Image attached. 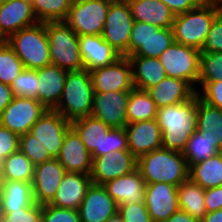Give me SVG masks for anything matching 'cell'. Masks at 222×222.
<instances>
[{
  "mask_svg": "<svg viewBox=\"0 0 222 222\" xmlns=\"http://www.w3.org/2000/svg\"><path fill=\"white\" fill-rule=\"evenodd\" d=\"M204 203L207 213L222 209V185L205 189Z\"/></svg>",
  "mask_w": 222,
  "mask_h": 222,
  "instance_id": "cell-50",
  "label": "cell"
},
{
  "mask_svg": "<svg viewBox=\"0 0 222 222\" xmlns=\"http://www.w3.org/2000/svg\"><path fill=\"white\" fill-rule=\"evenodd\" d=\"M6 43L27 69L43 68L51 64L46 23L38 22L7 38Z\"/></svg>",
  "mask_w": 222,
  "mask_h": 222,
  "instance_id": "cell-5",
  "label": "cell"
},
{
  "mask_svg": "<svg viewBox=\"0 0 222 222\" xmlns=\"http://www.w3.org/2000/svg\"><path fill=\"white\" fill-rule=\"evenodd\" d=\"M91 184L90 174L66 172L50 205L78 210Z\"/></svg>",
  "mask_w": 222,
  "mask_h": 222,
  "instance_id": "cell-22",
  "label": "cell"
},
{
  "mask_svg": "<svg viewBox=\"0 0 222 222\" xmlns=\"http://www.w3.org/2000/svg\"><path fill=\"white\" fill-rule=\"evenodd\" d=\"M144 203L153 222H165L179 210L177 186L165 182L146 184Z\"/></svg>",
  "mask_w": 222,
  "mask_h": 222,
  "instance_id": "cell-15",
  "label": "cell"
},
{
  "mask_svg": "<svg viewBox=\"0 0 222 222\" xmlns=\"http://www.w3.org/2000/svg\"><path fill=\"white\" fill-rule=\"evenodd\" d=\"M56 159L69 173L90 174L92 169L91 153L72 127L66 132L63 145Z\"/></svg>",
  "mask_w": 222,
  "mask_h": 222,
  "instance_id": "cell-19",
  "label": "cell"
},
{
  "mask_svg": "<svg viewBox=\"0 0 222 222\" xmlns=\"http://www.w3.org/2000/svg\"><path fill=\"white\" fill-rule=\"evenodd\" d=\"M125 130L128 149L136 159L162 148V131L156 119L129 123Z\"/></svg>",
  "mask_w": 222,
  "mask_h": 222,
  "instance_id": "cell-18",
  "label": "cell"
},
{
  "mask_svg": "<svg viewBox=\"0 0 222 222\" xmlns=\"http://www.w3.org/2000/svg\"><path fill=\"white\" fill-rule=\"evenodd\" d=\"M118 213V204L103 185L91 184L78 208L80 222H106Z\"/></svg>",
  "mask_w": 222,
  "mask_h": 222,
  "instance_id": "cell-17",
  "label": "cell"
},
{
  "mask_svg": "<svg viewBox=\"0 0 222 222\" xmlns=\"http://www.w3.org/2000/svg\"><path fill=\"white\" fill-rule=\"evenodd\" d=\"M129 95L130 91L94 92L91 116L111 128H125Z\"/></svg>",
  "mask_w": 222,
  "mask_h": 222,
  "instance_id": "cell-11",
  "label": "cell"
},
{
  "mask_svg": "<svg viewBox=\"0 0 222 222\" xmlns=\"http://www.w3.org/2000/svg\"><path fill=\"white\" fill-rule=\"evenodd\" d=\"M94 92L131 91L132 67L128 57L121 56L114 63L90 71Z\"/></svg>",
  "mask_w": 222,
  "mask_h": 222,
  "instance_id": "cell-14",
  "label": "cell"
},
{
  "mask_svg": "<svg viewBox=\"0 0 222 222\" xmlns=\"http://www.w3.org/2000/svg\"><path fill=\"white\" fill-rule=\"evenodd\" d=\"M19 150L34 164H40L53 159L48 150L29 132L19 137Z\"/></svg>",
  "mask_w": 222,
  "mask_h": 222,
  "instance_id": "cell-41",
  "label": "cell"
},
{
  "mask_svg": "<svg viewBox=\"0 0 222 222\" xmlns=\"http://www.w3.org/2000/svg\"><path fill=\"white\" fill-rule=\"evenodd\" d=\"M189 82L167 76L159 84L147 90L157 108L182 103L193 98L197 92Z\"/></svg>",
  "mask_w": 222,
  "mask_h": 222,
  "instance_id": "cell-25",
  "label": "cell"
},
{
  "mask_svg": "<svg viewBox=\"0 0 222 222\" xmlns=\"http://www.w3.org/2000/svg\"><path fill=\"white\" fill-rule=\"evenodd\" d=\"M137 169V159L130 151H115L92 158L90 178L93 184L103 185Z\"/></svg>",
  "mask_w": 222,
  "mask_h": 222,
  "instance_id": "cell-13",
  "label": "cell"
},
{
  "mask_svg": "<svg viewBox=\"0 0 222 222\" xmlns=\"http://www.w3.org/2000/svg\"><path fill=\"white\" fill-rule=\"evenodd\" d=\"M197 130L209 137L222 152V110L202 101L197 95Z\"/></svg>",
  "mask_w": 222,
  "mask_h": 222,
  "instance_id": "cell-30",
  "label": "cell"
},
{
  "mask_svg": "<svg viewBox=\"0 0 222 222\" xmlns=\"http://www.w3.org/2000/svg\"><path fill=\"white\" fill-rule=\"evenodd\" d=\"M5 181V177H4V160L0 159V188L3 184V182Z\"/></svg>",
  "mask_w": 222,
  "mask_h": 222,
  "instance_id": "cell-55",
  "label": "cell"
},
{
  "mask_svg": "<svg viewBox=\"0 0 222 222\" xmlns=\"http://www.w3.org/2000/svg\"><path fill=\"white\" fill-rule=\"evenodd\" d=\"M189 178L204 190L222 185V152L189 168Z\"/></svg>",
  "mask_w": 222,
  "mask_h": 222,
  "instance_id": "cell-31",
  "label": "cell"
},
{
  "mask_svg": "<svg viewBox=\"0 0 222 222\" xmlns=\"http://www.w3.org/2000/svg\"><path fill=\"white\" fill-rule=\"evenodd\" d=\"M72 2V0H31L34 15L40 23L64 21Z\"/></svg>",
  "mask_w": 222,
  "mask_h": 222,
  "instance_id": "cell-35",
  "label": "cell"
},
{
  "mask_svg": "<svg viewBox=\"0 0 222 222\" xmlns=\"http://www.w3.org/2000/svg\"><path fill=\"white\" fill-rule=\"evenodd\" d=\"M137 169L145 184L165 182L178 187L189 178V168L182 152L163 147L139 157Z\"/></svg>",
  "mask_w": 222,
  "mask_h": 222,
  "instance_id": "cell-2",
  "label": "cell"
},
{
  "mask_svg": "<svg viewBox=\"0 0 222 222\" xmlns=\"http://www.w3.org/2000/svg\"><path fill=\"white\" fill-rule=\"evenodd\" d=\"M127 121L129 123L156 119L158 108L147 91L133 88L127 101Z\"/></svg>",
  "mask_w": 222,
  "mask_h": 222,
  "instance_id": "cell-33",
  "label": "cell"
},
{
  "mask_svg": "<svg viewBox=\"0 0 222 222\" xmlns=\"http://www.w3.org/2000/svg\"><path fill=\"white\" fill-rule=\"evenodd\" d=\"M198 85L201 86L203 91L199 89L196 90L199 98L209 105L222 110V80L215 82H198Z\"/></svg>",
  "mask_w": 222,
  "mask_h": 222,
  "instance_id": "cell-47",
  "label": "cell"
},
{
  "mask_svg": "<svg viewBox=\"0 0 222 222\" xmlns=\"http://www.w3.org/2000/svg\"><path fill=\"white\" fill-rule=\"evenodd\" d=\"M156 121L162 131V147L183 152L197 130V94L188 101L159 108Z\"/></svg>",
  "mask_w": 222,
  "mask_h": 222,
  "instance_id": "cell-1",
  "label": "cell"
},
{
  "mask_svg": "<svg viewBox=\"0 0 222 222\" xmlns=\"http://www.w3.org/2000/svg\"><path fill=\"white\" fill-rule=\"evenodd\" d=\"M24 69L22 61L7 43L0 48V82L10 86Z\"/></svg>",
  "mask_w": 222,
  "mask_h": 222,
  "instance_id": "cell-38",
  "label": "cell"
},
{
  "mask_svg": "<svg viewBox=\"0 0 222 222\" xmlns=\"http://www.w3.org/2000/svg\"><path fill=\"white\" fill-rule=\"evenodd\" d=\"M106 222H123V219L121 216L117 213L116 215L112 216L110 219H108Z\"/></svg>",
  "mask_w": 222,
  "mask_h": 222,
  "instance_id": "cell-56",
  "label": "cell"
},
{
  "mask_svg": "<svg viewBox=\"0 0 222 222\" xmlns=\"http://www.w3.org/2000/svg\"><path fill=\"white\" fill-rule=\"evenodd\" d=\"M118 214L123 222H153L144 202L118 205Z\"/></svg>",
  "mask_w": 222,
  "mask_h": 222,
  "instance_id": "cell-46",
  "label": "cell"
},
{
  "mask_svg": "<svg viewBox=\"0 0 222 222\" xmlns=\"http://www.w3.org/2000/svg\"><path fill=\"white\" fill-rule=\"evenodd\" d=\"M6 37L0 32V48L6 44Z\"/></svg>",
  "mask_w": 222,
  "mask_h": 222,
  "instance_id": "cell-57",
  "label": "cell"
},
{
  "mask_svg": "<svg viewBox=\"0 0 222 222\" xmlns=\"http://www.w3.org/2000/svg\"><path fill=\"white\" fill-rule=\"evenodd\" d=\"M204 194L205 190L188 178L177 187L179 210L201 220L207 214Z\"/></svg>",
  "mask_w": 222,
  "mask_h": 222,
  "instance_id": "cell-32",
  "label": "cell"
},
{
  "mask_svg": "<svg viewBox=\"0 0 222 222\" xmlns=\"http://www.w3.org/2000/svg\"><path fill=\"white\" fill-rule=\"evenodd\" d=\"M219 152L207 135L200 134V132L196 130L190 136L182 154L186 159L188 168H190L192 165L205 161L207 158L215 156Z\"/></svg>",
  "mask_w": 222,
  "mask_h": 222,
  "instance_id": "cell-34",
  "label": "cell"
},
{
  "mask_svg": "<svg viewBox=\"0 0 222 222\" xmlns=\"http://www.w3.org/2000/svg\"><path fill=\"white\" fill-rule=\"evenodd\" d=\"M115 151H129L125 128H111L103 138L101 156Z\"/></svg>",
  "mask_w": 222,
  "mask_h": 222,
  "instance_id": "cell-45",
  "label": "cell"
},
{
  "mask_svg": "<svg viewBox=\"0 0 222 222\" xmlns=\"http://www.w3.org/2000/svg\"><path fill=\"white\" fill-rule=\"evenodd\" d=\"M51 64L67 72L80 71L84 64L78 35L64 22H46Z\"/></svg>",
  "mask_w": 222,
  "mask_h": 222,
  "instance_id": "cell-6",
  "label": "cell"
},
{
  "mask_svg": "<svg viewBox=\"0 0 222 222\" xmlns=\"http://www.w3.org/2000/svg\"><path fill=\"white\" fill-rule=\"evenodd\" d=\"M200 222H222V209L207 213Z\"/></svg>",
  "mask_w": 222,
  "mask_h": 222,
  "instance_id": "cell-54",
  "label": "cell"
},
{
  "mask_svg": "<svg viewBox=\"0 0 222 222\" xmlns=\"http://www.w3.org/2000/svg\"><path fill=\"white\" fill-rule=\"evenodd\" d=\"M221 10L217 1H202L194 9L176 15L172 24L174 42L201 51L212 22Z\"/></svg>",
  "mask_w": 222,
  "mask_h": 222,
  "instance_id": "cell-3",
  "label": "cell"
},
{
  "mask_svg": "<svg viewBox=\"0 0 222 222\" xmlns=\"http://www.w3.org/2000/svg\"><path fill=\"white\" fill-rule=\"evenodd\" d=\"M37 23L30 0H9L0 4V32L6 39L17 31Z\"/></svg>",
  "mask_w": 222,
  "mask_h": 222,
  "instance_id": "cell-21",
  "label": "cell"
},
{
  "mask_svg": "<svg viewBox=\"0 0 222 222\" xmlns=\"http://www.w3.org/2000/svg\"><path fill=\"white\" fill-rule=\"evenodd\" d=\"M132 67V81L136 89L147 91L167 77L164 66L156 57H128Z\"/></svg>",
  "mask_w": 222,
  "mask_h": 222,
  "instance_id": "cell-27",
  "label": "cell"
},
{
  "mask_svg": "<svg viewBox=\"0 0 222 222\" xmlns=\"http://www.w3.org/2000/svg\"><path fill=\"white\" fill-rule=\"evenodd\" d=\"M19 135L0 125V159L19 150Z\"/></svg>",
  "mask_w": 222,
  "mask_h": 222,
  "instance_id": "cell-49",
  "label": "cell"
},
{
  "mask_svg": "<svg viewBox=\"0 0 222 222\" xmlns=\"http://www.w3.org/2000/svg\"><path fill=\"white\" fill-rule=\"evenodd\" d=\"M93 97V83L88 70L67 72L61 99L53 110L70 122L80 117L90 116Z\"/></svg>",
  "mask_w": 222,
  "mask_h": 222,
  "instance_id": "cell-4",
  "label": "cell"
},
{
  "mask_svg": "<svg viewBox=\"0 0 222 222\" xmlns=\"http://www.w3.org/2000/svg\"><path fill=\"white\" fill-rule=\"evenodd\" d=\"M201 52H222V10L212 22Z\"/></svg>",
  "mask_w": 222,
  "mask_h": 222,
  "instance_id": "cell-48",
  "label": "cell"
},
{
  "mask_svg": "<svg viewBox=\"0 0 222 222\" xmlns=\"http://www.w3.org/2000/svg\"><path fill=\"white\" fill-rule=\"evenodd\" d=\"M173 42L174 36L172 28H161L158 32H154L131 56L158 58Z\"/></svg>",
  "mask_w": 222,
  "mask_h": 222,
  "instance_id": "cell-37",
  "label": "cell"
},
{
  "mask_svg": "<svg viewBox=\"0 0 222 222\" xmlns=\"http://www.w3.org/2000/svg\"><path fill=\"white\" fill-rule=\"evenodd\" d=\"M71 128V122L59 112L48 109L30 128L29 133L42 142L49 154L56 158L63 145L65 134Z\"/></svg>",
  "mask_w": 222,
  "mask_h": 222,
  "instance_id": "cell-12",
  "label": "cell"
},
{
  "mask_svg": "<svg viewBox=\"0 0 222 222\" xmlns=\"http://www.w3.org/2000/svg\"><path fill=\"white\" fill-rule=\"evenodd\" d=\"M35 165L20 150L12 153L4 160L5 180L32 183Z\"/></svg>",
  "mask_w": 222,
  "mask_h": 222,
  "instance_id": "cell-36",
  "label": "cell"
},
{
  "mask_svg": "<svg viewBox=\"0 0 222 222\" xmlns=\"http://www.w3.org/2000/svg\"><path fill=\"white\" fill-rule=\"evenodd\" d=\"M161 28L158 26L134 21L132 31L130 33V42L128 44V57L133 55L142 44H144L154 32H158Z\"/></svg>",
  "mask_w": 222,
  "mask_h": 222,
  "instance_id": "cell-42",
  "label": "cell"
},
{
  "mask_svg": "<svg viewBox=\"0 0 222 222\" xmlns=\"http://www.w3.org/2000/svg\"><path fill=\"white\" fill-rule=\"evenodd\" d=\"M34 203L32 183L5 180L0 188V212H12Z\"/></svg>",
  "mask_w": 222,
  "mask_h": 222,
  "instance_id": "cell-29",
  "label": "cell"
},
{
  "mask_svg": "<svg viewBox=\"0 0 222 222\" xmlns=\"http://www.w3.org/2000/svg\"><path fill=\"white\" fill-rule=\"evenodd\" d=\"M66 171L56 158L35 165L32 181L34 202L39 205L50 204Z\"/></svg>",
  "mask_w": 222,
  "mask_h": 222,
  "instance_id": "cell-16",
  "label": "cell"
},
{
  "mask_svg": "<svg viewBox=\"0 0 222 222\" xmlns=\"http://www.w3.org/2000/svg\"><path fill=\"white\" fill-rule=\"evenodd\" d=\"M41 222H80L78 210L42 205Z\"/></svg>",
  "mask_w": 222,
  "mask_h": 222,
  "instance_id": "cell-44",
  "label": "cell"
},
{
  "mask_svg": "<svg viewBox=\"0 0 222 222\" xmlns=\"http://www.w3.org/2000/svg\"><path fill=\"white\" fill-rule=\"evenodd\" d=\"M200 57L201 51L173 42L158 58L167 76L183 79L195 88L194 83L199 81Z\"/></svg>",
  "mask_w": 222,
  "mask_h": 222,
  "instance_id": "cell-8",
  "label": "cell"
},
{
  "mask_svg": "<svg viewBox=\"0 0 222 222\" xmlns=\"http://www.w3.org/2000/svg\"><path fill=\"white\" fill-rule=\"evenodd\" d=\"M176 16L194 9L202 0H161Z\"/></svg>",
  "mask_w": 222,
  "mask_h": 222,
  "instance_id": "cell-51",
  "label": "cell"
},
{
  "mask_svg": "<svg viewBox=\"0 0 222 222\" xmlns=\"http://www.w3.org/2000/svg\"><path fill=\"white\" fill-rule=\"evenodd\" d=\"M42 205L33 203L29 207L12 212H0V222H41Z\"/></svg>",
  "mask_w": 222,
  "mask_h": 222,
  "instance_id": "cell-43",
  "label": "cell"
},
{
  "mask_svg": "<svg viewBox=\"0 0 222 222\" xmlns=\"http://www.w3.org/2000/svg\"><path fill=\"white\" fill-rule=\"evenodd\" d=\"M134 21L172 28L175 15L161 0H128Z\"/></svg>",
  "mask_w": 222,
  "mask_h": 222,
  "instance_id": "cell-26",
  "label": "cell"
},
{
  "mask_svg": "<svg viewBox=\"0 0 222 222\" xmlns=\"http://www.w3.org/2000/svg\"><path fill=\"white\" fill-rule=\"evenodd\" d=\"M84 69L93 71L114 63L121 55L102 35H82L78 37Z\"/></svg>",
  "mask_w": 222,
  "mask_h": 222,
  "instance_id": "cell-20",
  "label": "cell"
},
{
  "mask_svg": "<svg viewBox=\"0 0 222 222\" xmlns=\"http://www.w3.org/2000/svg\"><path fill=\"white\" fill-rule=\"evenodd\" d=\"M219 5H220V6H221V8H222V0H220V1H219Z\"/></svg>",
  "mask_w": 222,
  "mask_h": 222,
  "instance_id": "cell-60",
  "label": "cell"
},
{
  "mask_svg": "<svg viewBox=\"0 0 222 222\" xmlns=\"http://www.w3.org/2000/svg\"><path fill=\"white\" fill-rule=\"evenodd\" d=\"M165 222H200V220L192 217L189 213L178 210L173 213Z\"/></svg>",
  "mask_w": 222,
  "mask_h": 222,
  "instance_id": "cell-53",
  "label": "cell"
},
{
  "mask_svg": "<svg viewBox=\"0 0 222 222\" xmlns=\"http://www.w3.org/2000/svg\"><path fill=\"white\" fill-rule=\"evenodd\" d=\"M145 185L138 169L103 184L109 196L118 205L144 202Z\"/></svg>",
  "mask_w": 222,
  "mask_h": 222,
  "instance_id": "cell-23",
  "label": "cell"
},
{
  "mask_svg": "<svg viewBox=\"0 0 222 222\" xmlns=\"http://www.w3.org/2000/svg\"><path fill=\"white\" fill-rule=\"evenodd\" d=\"M134 20L125 0H113L107 12L102 38L121 56L128 57V44Z\"/></svg>",
  "mask_w": 222,
  "mask_h": 222,
  "instance_id": "cell-9",
  "label": "cell"
},
{
  "mask_svg": "<svg viewBox=\"0 0 222 222\" xmlns=\"http://www.w3.org/2000/svg\"><path fill=\"white\" fill-rule=\"evenodd\" d=\"M113 0H76L64 22L78 35H102Z\"/></svg>",
  "mask_w": 222,
  "mask_h": 222,
  "instance_id": "cell-7",
  "label": "cell"
},
{
  "mask_svg": "<svg viewBox=\"0 0 222 222\" xmlns=\"http://www.w3.org/2000/svg\"><path fill=\"white\" fill-rule=\"evenodd\" d=\"M47 110L37 99L14 97L0 114V125L20 136L28 133Z\"/></svg>",
  "mask_w": 222,
  "mask_h": 222,
  "instance_id": "cell-10",
  "label": "cell"
},
{
  "mask_svg": "<svg viewBox=\"0 0 222 222\" xmlns=\"http://www.w3.org/2000/svg\"><path fill=\"white\" fill-rule=\"evenodd\" d=\"M38 75L36 69L25 68L10 85L15 97L38 100Z\"/></svg>",
  "mask_w": 222,
  "mask_h": 222,
  "instance_id": "cell-39",
  "label": "cell"
},
{
  "mask_svg": "<svg viewBox=\"0 0 222 222\" xmlns=\"http://www.w3.org/2000/svg\"><path fill=\"white\" fill-rule=\"evenodd\" d=\"M9 0H0V4H4L6 2H8Z\"/></svg>",
  "mask_w": 222,
  "mask_h": 222,
  "instance_id": "cell-58",
  "label": "cell"
},
{
  "mask_svg": "<svg viewBox=\"0 0 222 222\" xmlns=\"http://www.w3.org/2000/svg\"><path fill=\"white\" fill-rule=\"evenodd\" d=\"M222 80V52H201L198 82Z\"/></svg>",
  "mask_w": 222,
  "mask_h": 222,
  "instance_id": "cell-40",
  "label": "cell"
},
{
  "mask_svg": "<svg viewBox=\"0 0 222 222\" xmlns=\"http://www.w3.org/2000/svg\"><path fill=\"white\" fill-rule=\"evenodd\" d=\"M71 127L80 136L86 149L91 153V157H100L103 138L111 127L91 115L74 119L71 121Z\"/></svg>",
  "mask_w": 222,
  "mask_h": 222,
  "instance_id": "cell-28",
  "label": "cell"
},
{
  "mask_svg": "<svg viewBox=\"0 0 222 222\" xmlns=\"http://www.w3.org/2000/svg\"><path fill=\"white\" fill-rule=\"evenodd\" d=\"M202 1H217V2H219L220 0H202Z\"/></svg>",
  "mask_w": 222,
  "mask_h": 222,
  "instance_id": "cell-59",
  "label": "cell"
},
{
  "mask_svg": "<svg viewBox=\"0 0 222 222\" xmlns=\"http://www.w3.org/2000/svg\"><path fill=\"white\" fill-rule=\"evenodd\" d=\"M14 97L11 87L0 82V114L12 102Z\"/></svg>",
  "mask_w": 222,
  "mask_h": 222,
  "instance_id": "cell-52",
  "label": "cell"
},
{
  "mask_svg": "<svg viewBox=\"0 0 222 222\" xmlns=\"http://www.w3.org/2000/svg\"><path fill=\"white\" fill-rule=\"evenodd\" d=\"M38 75V101L53 110L59 103L67 71L54 64L36 69Z\"/></svg>",
  "mask_w": 222,
  "mask_h": 222,
  "instance_id": "cell-24",
  "label": "cell"
}]
</instances>
